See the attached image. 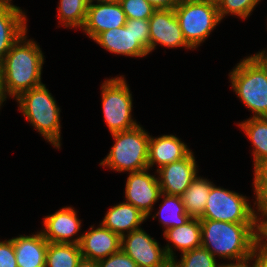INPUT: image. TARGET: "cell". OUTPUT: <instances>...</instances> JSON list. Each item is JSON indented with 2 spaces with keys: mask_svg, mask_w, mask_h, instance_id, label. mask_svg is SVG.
<instances>
[{
  "mask_svg": "<svg viewBox=\"0 0 267 267\" xmlns=\"http://www.w3.org/2000/svg\"><path fill=\"white\" fill-rule=\"evenodd\" d=\"M24 33L6 54L1 66L5 97L16 99L20 94L42 85L45 60L40 45Z\"/></svg>",
  "mask_w": 267,
  "mask_h": 267,
  "instance_id": "obj_1",
  "label": "cell"
},
{
  "mask_svg": "<svg viewBox=\"0 0 267 267\" xmlns=\"http://www.w3.org/2000/svg\"><path fill=\"white\" fill-rule=\"evenodd\" d=\"M201 246L215 258L242 261L251 257L260 240L259 223H230L200 219Z\"/></svg>",
  "mask_w": 267,
  "mask_h": 267,
  "instance_id": "obj_2",
  "label": "cell"
},
{
  "mask_svg": "<svg viewBox=\"0 0 267 267\" xmlns=\"http://www.w3.org/2000/svg\"><path fill=\"white\" fill-rule=\"evenodd\" d=\"M18 110L35 130L56 149L61 148L60 107L45 84L20 94Z\"/></svg>",
  "mask_w": 267,
  "mask_h": 267,
  "instance_id": "obj_3",
  "label": "cell"
},
{
  "mask_svg": "<svg viewBox=\"0 0 267 267\" xmlns=\"http://www.w3.org/2000/svg\"><path fill=\"white\" fill-rule=\"evenodd\" d=\"M115 141L109 153L100 162L116 172H137L148 168L150 134L142 125L111 134Z\"/></svg>",
  "mask_w": 267,
  "mask_h": 267,
  "instance_id": "obj_4",
  "label": "cell"
},
{
  "mask_svg": "<svg viewBox=\"0 0 267 267\" xmlns=\"http://www.w3.org/2000/svg\"><path fill=\"white\" fill-rule=\"evenodd\" d=\"M229 79L237 97L254 113L252 117H267V76L251 56L234 66Z\"/></svg>",
  "mask_w": 267,
  "mask_h": 267,
  "instance_id": "obj_5",
  "label": "cell"
},
{
  "mask_svg": "<svg viewBox=\"0 0 267 267\" xmlns=\"http://www.w3.org/2000/svg\"><path fill=\"white\" fill-rule=\"evenodd\" d=\"M174 11L184 38L193 49L221 22L217 4L210 0H181Z\"/></svg>",
  "mask_w": 267,
  "mask_h": 267,
  "instance_id": "obj_6",
  "label": "cell"
},
{
  "mask_svg": "<svg viewBox=\"0 0 267 267\" xmlns=\"http://www.w3.org/2000/svg\"><path fill=\"white\" fill-rule=\"evenodd\" d=\"M101 89L104 121L110 134L137 127L139 124L132 116V93L124 76L104 80Z\"/></svg>",
  "mask_w": 267,
  "mask_h": 267,
  "instance_id": "obj_7",
  "label": "cell"
},
{
  "mask_svg": "<svg viewBox=\"0 0 267 267\" xmlns=\"http://www.w3.org/2000/svg\"><path fill=\"white\" fill-rule=\"evenodd\" d=\"M247 196L212 185L205 210L199 219L230 223H259L256 210Z\"/></svg>",
  "mask_w": 267,
  "mask_h": 267,
  "instance_id": "obj_8",
  "label": "cell"
},
{
  "mask_svg": "<svg viewBox=\"0 0 267 267\" xmlns=\"http://www.w3.org/2000/svg\"><path fill=\"white\" fill-rule=\"evenodd\" d=\"M139 228L121 237V250L130 256L138 267H164L171 260L165 247Z\"/></svg>",
  "mask_w": 267,
  "mask_h": 267,
  "instance_id": "obj_9",
  "label": "cell"
},
{
  "mask_svg": "<svg viewBox=\"0 0 267 267\" xmlns=\"http://www.w3.org/2000/svg\"><path fill=\"white\" fill-rule=\"evenodd\" d=\"M149 171L150 169L147 168L142 171L128 172L124 189L125 202L139 209L147 219L152 215L155 203L162 199L158 177L155 174L151 175Z\"/></svg>",
  "mask_w": 267,
  "mask_h": 267,
  "instance_id": "obj_10",
  "label": "cell"
},
{
  "mask_svg": "<svg viewBox=\"0 0 267 267\" xmlns=\"http://www.w3.org/2000/svg\"><path fill=\"white\" fill-rule=\"evenodd\" d=\"M150 25V53L157 45L166 48L193 50L186 42L174 9H158L148 19Z\"/></svg>",
  "mask_w": 267,
  "mask_h": 267,
  "instance_id": "obj_11",
  "label": "cell"
},
{
  "mask_svg": "<svg viewBox=\"0 0 267 267\" xmlns=\"http://www.w3.org/2000/svg\"><path fill=\"white\" fill-rule=\"evenodd\" d=\"M77 213L73 207L67 206L44 217V228L41 230L44 238L48 242L79 244L82 234L78 233L82 230V220Z\"/></svg>",
  "mask_w": 267,
  "mask_h": 267,
  "instance_id": "obj_12",
  "label": "cell"
},
{
  "mask_svg": "<svg viewBox=\"0 0 267 267\" xmlns=\"http://www.w3.org/2000/svg\"><path fill=\"white\" fill-rule=\"evenodd\" d=\"M198 165L193 151L185 158L169 163L158 169L157 173L161 192L181 196L198 175Z\"/></svg>",
  "mask_w": 267,
  "mask_h": 267,
  "instance_id": "obj_13",
  "label": "cell"
},
{
  "mask_svg": "<svg viewBox=\"0 0 267 267\" xmlns=\"http://www.w3.org/2000/svg\"><path fill=\"white\" fill-rule=\"evenodd\" d=\"M126 15L119 1L89 4L82 31L94 40L100 33L125 26Z\"/></svg>",
  "mask_w": 267,
  "mask_h": 267,
  "instance_id": "obj_14",
  "label": "cell"
},
{
  "mask_svg": "<svg viewBox=\"0 0 267 267\" xmlns=\"http://www.w3.org/2000/svg\"><path fill=\"white\" fill-rule=\"evenodd\" d=\"M99 224L82 234L79 243L82 258L99 261L121 250V237Z\"/></svg>",
  "mask_w": 267,
  "mask_h": 267,
  "instance_id": "obj_15",
  "label": "cell"
},
{
  "mask_svg": "<svg viewBox=\"0 0 267 267\" xmlns=\"http://www.w3.org/2000/svg\"><path fill=\"white\" fill-rule=\"evenodd\" d=\"M25 11L13 3H0V64L12 45L26 32Z\"/></svg>",
  "mask_w": 267,
  "mask_h": 267,
  "instance_id": "obj_16",
  "label": "cell"
},
{
  "mask_svg": "<svg viewBox=\"0 0 267 267\" xmlns=\"http://www.w3.org/2000/svg\"><path fill=\"white\" fill-rule=\"evenodd\" d=\"M93 41L108 52L117 55L133 58L149 55L132 33L131 24L103 31Z\"/></svg>",
  "mask_w": 267,
  "mask_h": 267,
  "instance_id": "obj_17",
  "label": "cell"
},
{
  "mask_svg": "<svg viewBox=\"0 0 267 267\" xmlns=\"http://www.w3.org/2000/svg\"><path fill=\"white\" fill-rule=\"evenodd\" d=\"M192 150L179 137L173 134H164L159 137L150 135L148 149V168L157 169L185 158Z\"/></svg>",
  "mask_w": 267,
  "mask_h": 267,
  "instance_id": "obj_18",
  "label": "cell"
},
{
  "mask_svg": "<svg viewBox=\"0 0 267 267\" xmlns=\"http://www.w3.org/2000/svg\"><path fill=\"white\" fill-rule=\"evenodd\" d=\"M18 267H45L48 241L41 231L11 238Z\"/></svg>",
  "mask_w": 267,
  "mask_h": 267,
  "instance_id": "obj_19",
  "label": "cell"
},
{
  "mask_svg": "<svg viewBox=\"0 0 267 267\" xmlns=\"http://www.w3.org/2000/svg\"><path fill=\"white\" fill-rule=\"evenodd\" d=\"M163 237L168 242L165 246L167 256L173 261L177 258L174 253L175 250H179L182 254L186 251L201 247L200 219L191 218L184 225L172 227L163 232Z\"/></svg>",
  "mask_w": 267,
  "mask_h": 267,
  "instance_id": "obj_20",
  "label": "cell"
},
{
  "mask_svg": "<svg viewBox=\"0 0 267 267\" xmlns=\"http://www.w3.org/2000/svg\"><path fill=\"white\" fill-rule=\"evenodd\" d=\"M147 216L125 201L108 209L101 224L115 234L123 237L133 230L141 228Z\"/></svg>",
  "mask_w": 267,
  "mask_h": 267,
  "instance_id": "obj_21",
  "label": "cell"
},
{
  "mask_svg": "<svg viewBox=\"0 0 267 267\" xmlns=\"http://www.w3.org/2000/svg\"><path fill=\"white\" fill-rule=\"evenodd\" d=\"M253 146V167L267 162V117H249L237 123Z\"/></svg>",
  "mask_w": 267,
  "mask_h": 267,
  "instance_id": "obj_22",
  "label": "cell"
},
{
  "mask_svg": "<svg viewBox=\"0 0 267 267\" xmlns=\"http://www.w3.org/2000/svg\"><path fill=\"white\" fill-rule=\"evenodd\" d=\"M213 184L206 177L196 175L189 187L181 195L185 211L191 218H200L203 215Z\"/></svg>",
  "mask_w": 267,
  "mask_h": 267,
  "instance_id": "obj_23",
  "label": "cell"
},
{
  "mask_svg": "<svg viewBox=\"0 0 267 267\" xmlns=\"http://www.w3.org/2000/svg\"><path fill=\"white\" fill-rule=\"evenodd\" d=\"M160 197L163 198V201L159 205V210L151 218L155 219L159 216L158 219L163 225L164 231L184 225L191 219L185 211L181 196L161 193Z\"/></svg>",
  "mask_w": 267,
  "mask_h": 267,
  "instance_id": "obj_24",
  "label": "cell"
},
{
  "mask_svg": "<svg viewBox=\"0 0 267 267\" xmlns=\"http://www.w3.org/2000/svg\"><path fill=\"white\" fill-rule=\"evenodd\" d=\"M81 259L79 244L48 242L45 267H76Z\"/></svg>",
  "mask_w": 267,
  "mask_h": 267,
  "instance_id": "obj_25",
  "label": "cell"
},
{
  "mask_svg": "<svg viewBox=\"0 0 267 267\" xmlns=\"http://www.w3.org/2000/svg\"><path fill=\"white\" fill-rule=\"evenodd\" d=\"M57 6L59 25L82 29L88 9V0H59Z\"/></svg>",
  "mask_w": 267,
  "mask_h": 267,
  "instance_id": "obj_26",
  "label": "cell"
},
{
  "mask_svg": "<svg viewBox=\"0 0 267 267\" xmlns=\"http://www.w3.org/2000/svg\"><path fill=\"white\" fill-rule=\"evenodd\" d=\"M253 189L255 200L254 209L259 219L267 213V162L254 168ZM256 206V207H255Z\"/></svg>",
  "mask_w": 267,
  "mask_h": 267,
  "instance_id": "obj_27",
  "label": "cell"
},
{
  "mask_svg": "<svg viewBox=\"0 0 267 267\" xmlns=\"http://www.w3.org/2000/svg\"><path fill=\"white\" fill-rule=\"evenodd\" d=\"M181 259H174L175 267H220L217 259L202 246L186 251L180 255ZM178 260V261H177Z\"/></svg>",
  "mask_w": 267,
  "mask_h": 267,
  "instance_id": "obj_28",
  "label": "cell"
},
{
  "mask_svg": "<svg viewBox=\"0 0 267 267\" xmlns=\"http://www.w3.org/2000/svg\"><path fill=\"white\" fill-rule=\"evenodd\" d=\"M261 0H217V9L220 19L227 15L238 16L239 19H247Z\"/></svg>",
  "mask_w": 267,
  "mask_h": 267,
  "instance_id": "obj_29",
  "label": "cell"
},
{
  "mask_svg": "<svg viewBox=\"0 0 267 267\" xmlns=\"http://www.w3.org/2000/svg\"><path fill=\"white\" fill-rule=\"evenodd\" d=\"M127 19L148 20L156 10L146 0H118Z\"/></svg>",
  "mask_w": 267,
  "mask_h": 267,
  "instance_id": "obj_30",
  "label": "cell"
},
{
  "mask_svg": "<svg viewBox=\"0 0 267 267\" xmlns=\"http://www.w3.org/2000/svg\"><path fill=\"white\" fill-rule=\"evenodd\" d=\"M126 24H131L135 38L150 54V25L148 20L127 19Z\"/></svg>",
  "mask_w": 267,
  "mask_h": 267,
  "instance_id": "obj_31",
  "label": "cell"
},
{
  "mask_svg": "<svg viewBox=\"0 0 267 267\" xmlns=\"http://www.w3.org/2000/svg\"><path fill=\"white\" fill-rule=\"evenodd\" d=\"M97 262L98 267H138L135 261L122 250Z\"/></svg>",
  "mask_w": 267,
  "mask_h": 267,
  "instance_id": "obj_32",
  "label": "cell"
},
{
  "mask_svg": "<svg viewBox=\"0 0 267 267\" xmlns=\"http://www.w3.org/2000/svg\"><path fill=\"white\" fill-rule=\"evenodd\" d=\"M0 267H18L11 239L0 241Z\"/></svg>",
  "mask_w": 267,
  "mask_h": 267,
  "instance_id": "obj_33",
  "label": "cell"
},
{
  "mask_svg": "<svg viewBox=\"0 0 267 267\" xmlns=\"http://www.w3.org/2000/svg\"><path fill=\"white\" fill-rule=\"evenodd\" d=\"M250 258L254 267H267V246L259 240L254 245Z\"/></svg>",
  "mask_w": 267,
  "mask_h": 267,
  "instance_id": "obj_34",
  "label": "cell"
},
{
  "mask_svg": "<svg viewBox=\"0 0 267 267\" xmlns=\"http://www.w3.org/2000/svg\"><path fill=\"white\" fill-rule=\"evenodd\" d=\"M149 2L156 10L158 9H174L179 0H146Z\"/></svg>",
  "mask_w": 267,
  "mask_h": 267,
  "instance_id": "obj_35",
  "label": "cell"
},
{
  "mask_svg": "<svg viewBox=\"0 0 267 267\" xmlns=\"http://www.w3.org/2000/svg\"><path fill=\"white\" fill-rule=\"evenodd\" d=\"M250 56L261 66L267 76V50H261V52L259 51L258 53L252 54Z\"/></svg>",
  "mask_w": 267,
  "mask_h": 267,
  "instance_id": "obj_36",
  "label": "cell"
},
{
  "mask_svg": "<svg viewBox=\"0 0 267 267\" xmlns=\"http://www.w3.org/2000/svg\"><path fill=\"white\" fill-rule=\"evenodd\" d=\"M260 241L267 244V214H264L259 220Z\"/></svg>",
  "mask_w": 267,
  "mask_h": 267,
  "instance_id": "obj_37",
  "label": "cell"
},
{
  "mask_svg": "<svg viewBox=\"0 0 267 267\" xmlns=\"http://www.w3.org/2000/svg\"><path fill=\"white\" fill-rule=\"evenodd\" d=\"M252 264V265H250ZM220 267H254L251 258L242 261H231L227 263H221Z\"/></svg>",
  "mask_w": 267,
  "mask_h": 267,
  "instance_id": "obj_38",
  "label": "cell"
},
{
  "mask_svg": "<svg viewBox=\"0 0 267 267\" xmlns=\"http://www.w3.org/2000/svg\"><path fill=\"white\" fill-rule=\"evenodd\" d=\"M76 267H98V262L82 258Z\"/></svg>",
  "mask_w": 267,
  "mask_h": 267,
  "instance_id": "obj_39",
  "label": "cell"
},
{
  "mask_svg": "<svg viewBox=\"0 0 267 267\" xmlns=\"http://www.w3.org/2000/svg\"><path fill=\"white\" fill-rule=\"evenodd\" d=\"M6 97L4 95L3 89H2V77H1V66H0V109L3 105V102L6 101Z\"/></svg>",
  "mask_w": 267,
  "mask_h": 267,
  "instance_id": "obj_40",
  "label": "cell"
},
{
  "mask_svg": "<svg viewBox=\"0 0 267 267\" xmlns=\"http://www.w3.org/2000/svg\"><path fill=\"white\" fill-rule=\"evenodd\" d=\"M114 1H117V0H88V4H97L98 3H107V2H114Z\"/></svg>",
  "mask_w": 267,
  "mask_h": 267,
  "instance_id": "obj_41",
  "label": "cell"
},
{
  "mask_svg": "<svg viewBox=\"0 0 267 267\" xmlns=\"http://www.w3.org/2000/svg\"><path fill=\"white\" fill-rule=\"evenodd\" d=\"M164 267H175L174 266V263L172 262V261H170L166 266H164Z\"/></svg>",
  "mask_w": 267,
  "mask_h": 267,
  "instance_id": "obj_42",
  "label": "cell"
},
{
  "mask_svg": "<svg viewBox=\"0 0 267 267\" xmlns=\"http://www.w3.org/2000/svg\"><path fill=\"white\" fill-rule=\"evenodd\" d=\"M12 0H0V3H11Z\"/></svg>",
  "mask_w": 267,
  "mask_h": 267,
  "instance_id": "obj_43",
  "label": "cell"
}]
</instances>
